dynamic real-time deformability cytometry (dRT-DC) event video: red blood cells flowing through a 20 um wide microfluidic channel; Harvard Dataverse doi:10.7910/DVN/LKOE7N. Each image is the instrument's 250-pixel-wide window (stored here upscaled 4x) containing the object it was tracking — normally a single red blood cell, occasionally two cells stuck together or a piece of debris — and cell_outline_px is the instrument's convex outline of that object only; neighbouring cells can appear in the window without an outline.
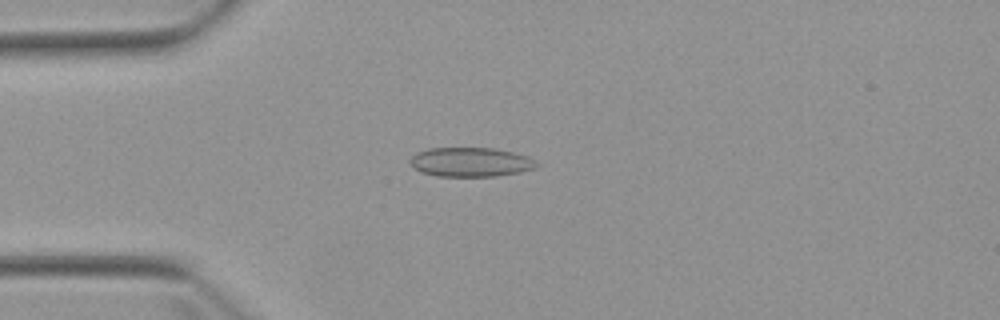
{"species": "Egyptian fruit bat (a non-hibernating species)", "species_latin": "Rousettus aegyptiacus", "temperature_condition": "warm", "stored_images_in_passage": 6, "camera_frame_rate_fps": 3000, "um_per_image_px": 0.085, "animal": {"sex": "female"}, "frame": {"image": 1, "passage_image": 4, "time_ms": 3.667, "image_size_px": [1000, 320], "cell_outline_px": [[540, 164], [536, 168], [520, 172], [496, 176], [436, 176], [420, 172], [412, 168], [408, 160], [416, 152], [428, 148], [496, 148], [528, 156], [536, 160]], "centroid_in_image_um": [39.99, 13.77], "position_along_channel_um": 45.0, "area_um2": 21.91}}
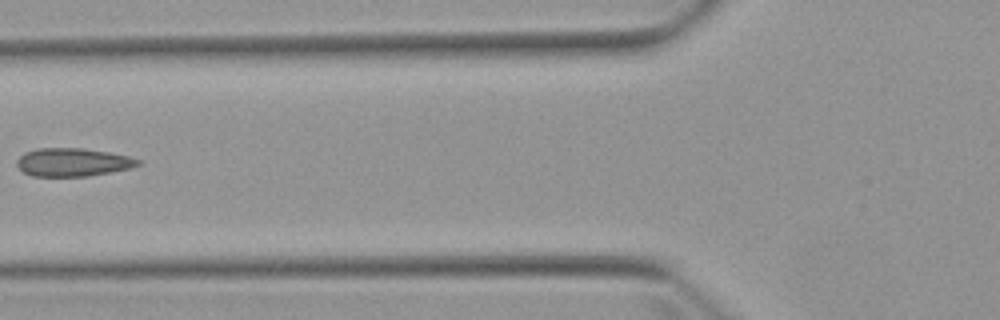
{"frame": {"image": 2, "passage_image": 6, "time_ms": 6.0, "image_size_px": [1000, 320], "cell_outline_px": [[140, 164], [128, 168], [112, 172], [88, 176], [32, 176], [24, 172], [16, 164], [16, 160], [24, 152], [40, 148], [80, 148], [108, 152], [128, 156], [140, 160]], "centroid_in_image_um": [6.16, 13.79], "position_along_channel_um": 119.6, "area_um2": 19.77}}